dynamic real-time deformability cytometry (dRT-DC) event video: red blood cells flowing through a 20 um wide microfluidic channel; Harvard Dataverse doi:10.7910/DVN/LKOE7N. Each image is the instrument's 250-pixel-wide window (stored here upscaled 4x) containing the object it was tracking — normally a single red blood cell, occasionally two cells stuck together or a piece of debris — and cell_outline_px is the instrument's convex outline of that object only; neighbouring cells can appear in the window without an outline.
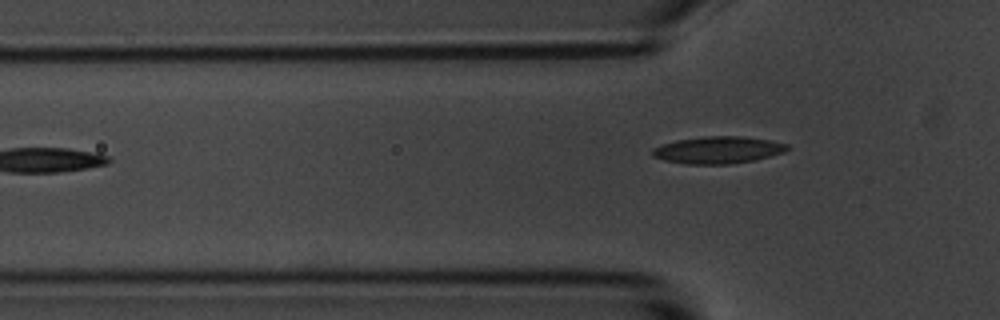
{"species": "common noctule bat (a hibernating species)", "species_latin": "Nyctalus noctula", "temperature_condition": "room temperature", "stored_images_in_passage": 5, "camera_frame_rate_fps": 3000, "um_per_image_px": 0.085, "animal": {"sex": "male", "body_mass_g": 20.1, "forearm_length_mm": 53.5}, "frame": {"image": 1, "passage_image": 5, "time_ms": 4.667, "image_size_px": [1000, 320], "cell_outline_px": [[788, 148], [784, 152], [756, 160], [728, 164], [684, 164], [664, 160], [652, 156], [652, 148], [676, 140], [704, 136], [744, 136], [768, 140], [788, 144]], "centroid_in_image_um": [61.02, 12.75], "position_along_channel_um": 64.8, "area_um2": 21.27}}